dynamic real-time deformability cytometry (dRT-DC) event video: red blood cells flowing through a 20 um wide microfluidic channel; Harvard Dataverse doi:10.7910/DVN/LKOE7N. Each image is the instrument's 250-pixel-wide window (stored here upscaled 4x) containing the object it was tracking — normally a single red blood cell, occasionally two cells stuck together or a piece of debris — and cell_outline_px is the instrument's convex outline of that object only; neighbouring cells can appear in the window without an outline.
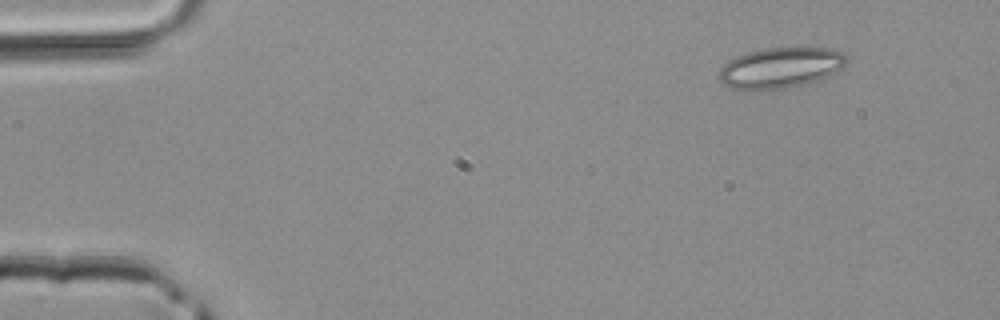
{"species": "common noctule bat (a hibernating species)", "species_latin": "Nyctalus noctula", "temperature_condition": "room temperature", "stored_images_in_passage": 4, "camera_frame_rate_fps": 3000, "um_per_image_px": 0.085, "animal": {"sex": "male", "body_mass_g": 20.4}, "frame": {"image": 1, "passage_image": 1, "time_ms": 0.0, "image_size_px": [1000, 320], "cell_outline_px": [[848, 64], [844, 68], [828, 76], [804, 84], [784, 88], [732, 88], [724, 84], [716, 76], [720, 68], [728, 60], [736, 56], [748, 52], [764, 48], [828, 48], [840, 52], [848, 56]], "centroid_in_image_um": [66.37, 5.73], "position_along_channel_um": 18.6, "area_um2": 29.94}}
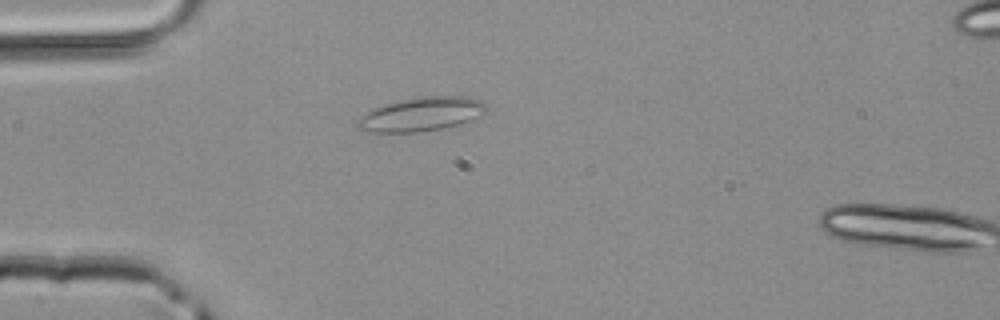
{"frame": {"image": 2, "passage_image": 3, "time_ms": 0.667, "image_size_px": [1000, 320], "cell_outline_px": [[488, 108], [480, 116], [460, 124], [420, 132], [360, 132], [356, 124], [356, 120], [360, 116], [384, 104], [400, 100], [420, 96], [468, 96], [484, 100]], "centroid_in_image_um": [35.82, 9.7], "position_along_channel_um": 49.2, "area_um2": 25.66}}